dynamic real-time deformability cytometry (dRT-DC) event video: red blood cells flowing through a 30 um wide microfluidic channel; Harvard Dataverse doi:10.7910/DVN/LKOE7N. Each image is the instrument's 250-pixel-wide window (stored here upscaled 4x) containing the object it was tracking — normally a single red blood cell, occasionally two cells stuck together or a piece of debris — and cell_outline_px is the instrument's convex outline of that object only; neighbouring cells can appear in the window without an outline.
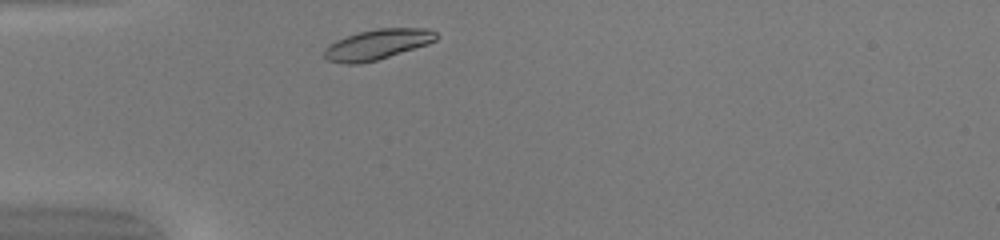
{"species": "common noctule bat (a hibernating species)", "species_latin": "Nyctalus noctula", "temperature_condition": "warm", "stored_images_in_passage": 29, "camera_frame_rate_fps": 3000, "um_per_image_px": 0.085, "animal": {"sex": "female", "body_mass_g": 20.0, "forearm_length_mm": 54.0}, "frame": {"image": 1, "passage_image": 2, "time_ms": 0.333, "image_size_px": [1000, 240], "cell_outline_px": [[440, 36], [436, 40], [428, 44], [376, 60], [360, 64], [348, 64], [328, 60], [324, 56], [324, 52], [336, 40], [360, 32], [376, 28], [428, 28], [436, 32]], "centroid_in_image_um": [32.14, 3.77], "position_along_channel_um": 52.9, "area_um2": 19.48}}
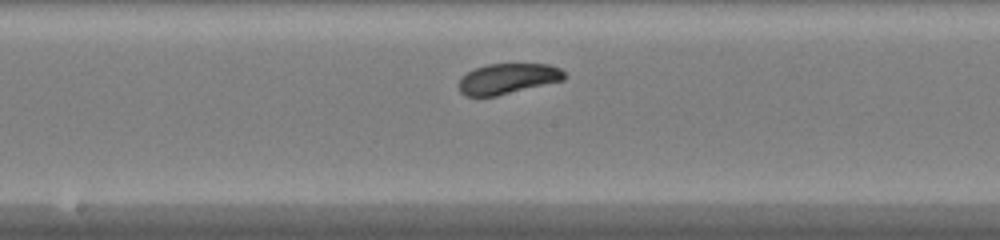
{"frame": {"image": 2, "passage_image": 14, "time_ms": 4.333, "image_size_px": [1000, 240], "cell_outline_px": [[564, 80], [496, 96], [464, 96], [460, 92], [460, 76], [476, 68], [488, 64], [548, 64], [560, 68], [564, 72]], "centroid_in_image_um": [43.15, 6.69], "position_along_channel_um": 205.1, "area_um2": 18.61}}
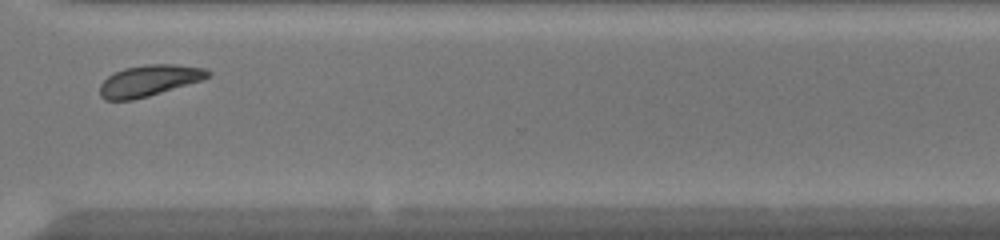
{"frame": {"image": 3, "passage_image": 25, "time_ms": 8.0, "image_size_px": [1000, 240], "cell_outline_px": [[212, 72], [208, 76], [200, 80], [188, 84], [148, 96], [132, 100], [104, 100], [100, 96], [100, 84], [108, 76], [124, 68], [148, 64], [176, 64], [204, 68]], "centroid_in_image_um": [12.65, 6.85], "position_along_channel_um": 358.0, "area_um2": 19.42}, "authors_computed_cell_mechanics": {"area_um2": 19.2474, "velocity_mm_per_s": 4.1611, "shape_relaxation_time_tau1_ms": 1.8372, "shape_relaxation_time_tau2_ms": 2.4913, "deformation_change_tau1": 0.0785, "deformation_change_tau2": 0.0812}}